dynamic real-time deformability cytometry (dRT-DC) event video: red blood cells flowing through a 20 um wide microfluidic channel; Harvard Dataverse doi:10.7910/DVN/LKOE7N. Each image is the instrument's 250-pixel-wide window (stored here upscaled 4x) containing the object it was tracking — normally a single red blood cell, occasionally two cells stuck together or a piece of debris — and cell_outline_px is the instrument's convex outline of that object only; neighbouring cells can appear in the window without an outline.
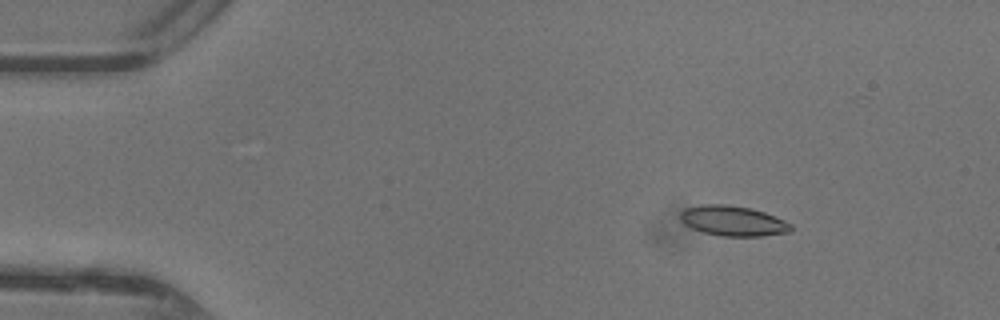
{"species": "common noctule bat (a hibernating species)", "species_latin": "Nyctalus noctula", "temperature_condition": "warm", "stored_images_in_passage": 37, "camera_frame_rate_fps": 3000, "um_per_image_px": 0.085, "animal": {"sex": "female"}, "frame": {"image": 1, "passage_image": 6, "time_ms": 1.667, "image_size_px": [1000, 320], "cell_outline_px": [[792, 232], [760, 236], [720, 236], [704, 232], [692, 228], [684, 224], [680, 220], [680, 212], [684, 208], [700, 204], [728, 204], [752, 208], [764, 212], [784, 220], [792, 224]], "centroid_in_image_um": [62.29, 18.76], "position_along_channel_um": 22.7, "area_um2": 19.65}}
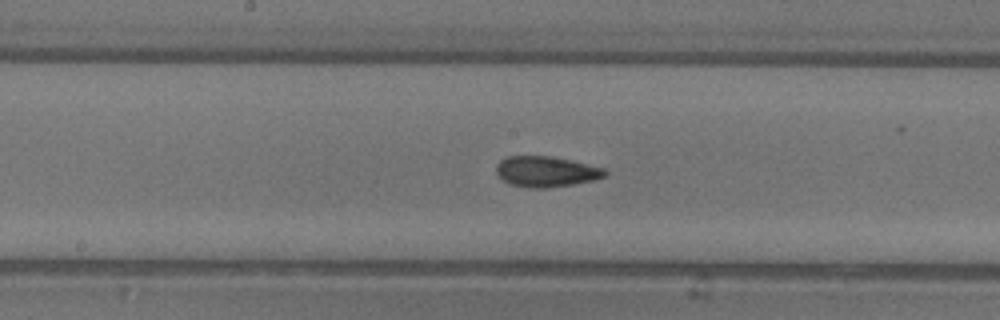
{"frame": {"image": 2, "passage_image": 24, "time_ms": 7.667, "image_size_px": [1000, 320], "cell_outline_px": [[608, 172], [604, 176], [592, 180], [572, 184], [548, 188], [532, 188], [508, 184], [496, 172], [496, 164], [500, 160], [508, 156], [548, 156], [568, 160], [604, 168]], "centroid_in_image_um": [46.37, 14.59], "position_along_channel_um": 201.8, "area_um2": 19.13}}
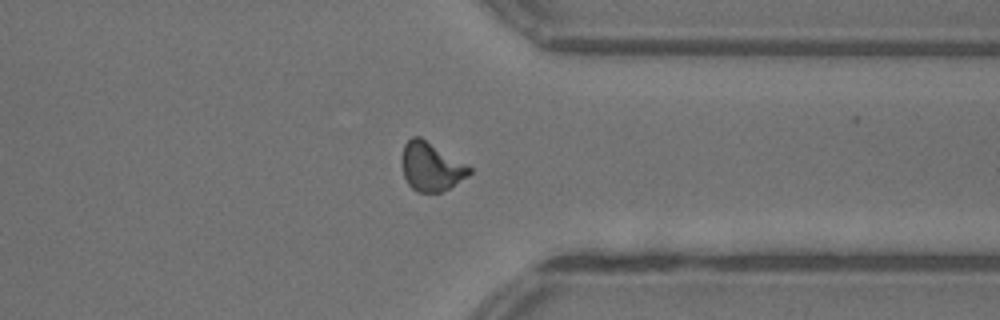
{"frame": {"image": 3, "passage_image": 36, "time_ms": 11.667, "image_size_px": [1000, 320], "cell_outline_px": [[472, 172], [468, 176], [448, 188], [440, 192], [416, 192], [408, 184], [404, 176], [400, 164], [400, 156], [404, 144], [412, 136], [420, 136], [468, 164], [472, 168]], "centroid_in_image_um": [36.62, 14.14], "position_along_channel_um": 374.8, "area_um2": 19.48}}